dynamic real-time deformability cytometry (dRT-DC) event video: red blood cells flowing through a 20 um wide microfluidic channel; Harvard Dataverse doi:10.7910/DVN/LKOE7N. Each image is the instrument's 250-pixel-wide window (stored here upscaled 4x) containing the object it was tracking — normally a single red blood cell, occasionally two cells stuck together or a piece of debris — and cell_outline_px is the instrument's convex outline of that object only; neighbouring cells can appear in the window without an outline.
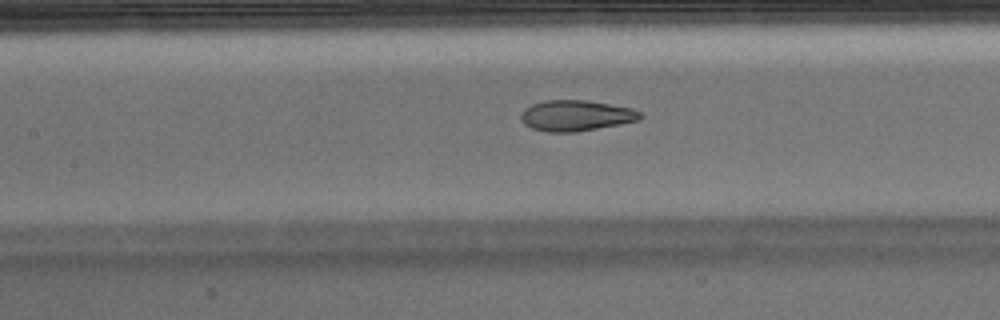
{"species": "Egyptian fruit bat (a non-hibernating species)", "species_latin": "Rousettus aegyptiacus", "temperature_condition": "warm", "stored_images_in_passage": 50, "camera_frame_rate_fps": 3000, "um_per_image_px": 0.085, "animal": {"sex": "male"}, "frame": {"image": 1, "passage_image": 22, "time_ms": 7.0, "image_size_px": [1000, 320], "cell_outline_px": [[644, 116], [640, 120], [620, 124], [576, 132], [544, 132], [532, 128], [524, 124], [520, 120], [520, 116], [524, 108], [532, 104], [544, 100], [584, 100], [632, 108], [640, 112]], "centroid_in_image_um": [48.94, 9.83], "position_along_channel_um": 158.5, "area_um2": 21.5}}
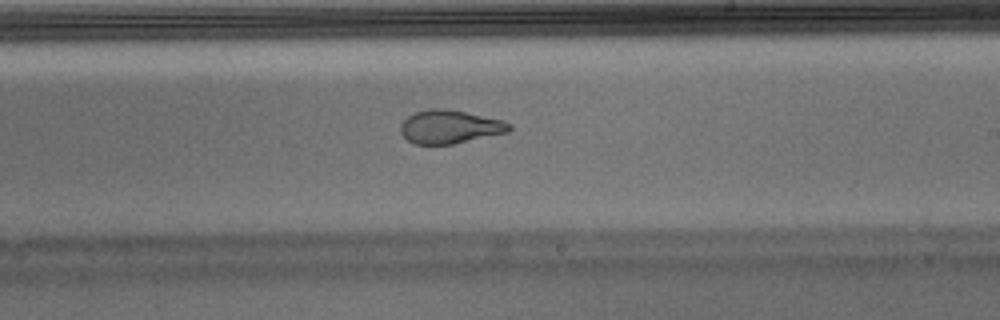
{"frame": {"image": 2, "passage_image": 29, "time_ms": 9.333, "image_size_px": [1000, 320], "cell_outline_px": [[512, 128], [508, 132], [452, 144], [416, 144], [408, 140], [400, 132], [400, 124], [408, 116], [416, 112], [428, 108], [444, 108], [504, 120], [512, 124]], "centroid_in_image_um": [38.24, 10.77], "position_along_channel_um": 250.8, "area_um2": 21.1}, "authors_computed_cell_mechanics": {"area_um2": 21.8773, "velocity_mm_per_s": 3.9749, "shape_relaxation_time_tau1_ms": null, "shape_relaxation_time_tau2_ms": 1.3089, "deformation_change_tau1": null, "deformation_change_tau2": 0.077}}